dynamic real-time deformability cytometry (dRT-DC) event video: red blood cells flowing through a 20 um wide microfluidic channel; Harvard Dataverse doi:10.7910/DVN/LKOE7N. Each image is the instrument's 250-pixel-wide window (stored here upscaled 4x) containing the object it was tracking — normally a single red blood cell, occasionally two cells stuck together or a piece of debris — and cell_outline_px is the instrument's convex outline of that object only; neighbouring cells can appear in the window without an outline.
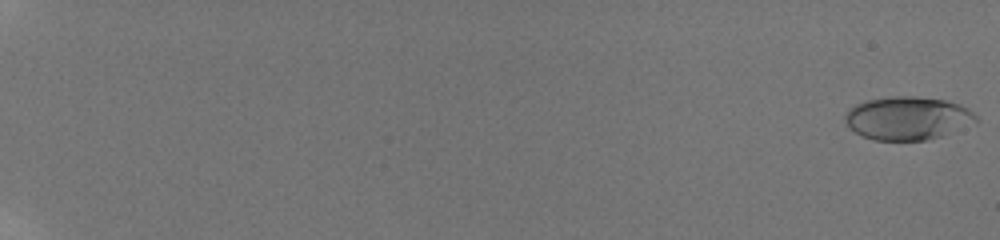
{"species": "human", "species_latin": "Homo sapiens", "temperature_condition": "room temperature", "stored_images_in_passage": 84, "camera_frame_rate_fps": 3000, "um_per_image_px": 0.085, "donor": {"sex": "male"}, "frame": {"image": 1, "passage_image": 1, "time_ms": 0.0, "image_size_px": [1000, 240], "cell_outline_px": [[980, 120], [976, 124], [940, 136], [924, 140], [872, 140], [856, 132], [844, 120], [844, 116], [848, 108], [856, 104], [868, 100], [892, 96], [916, 96], [944, 100], [968, 108]], "centroid_in_image_um": [77.17, 10.04], "position_along_channel_um": 7.8, "area_um2": 32.95}}
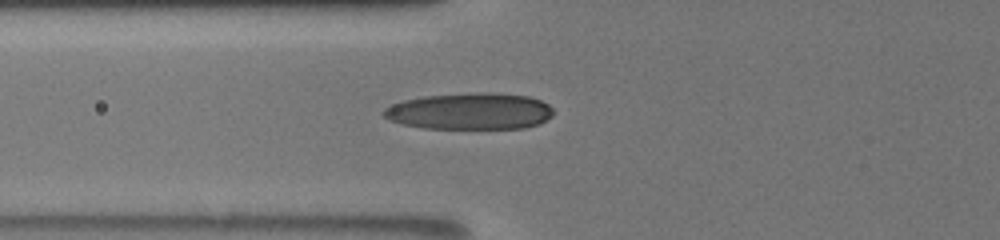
{"frame": {"image": 2, "passage_image": 52, "time_ms": 8.667, "image_size_px": [1000, 240], "cell_outline_px": [[552, 116], [536, 124], [524, 128], [420, 128], [400, 124], [384, 116], [380, 112], [384, 108], [392, 104], [404, 100], [424, 96], [468, 92], [488, 92], [528, 96], [540, 100], [548, 104], [552, 108]], "centroid_in_image_um": [39.9, 9.44], "position_along_channel_um": 85.9, "area_um2": 36.24}}
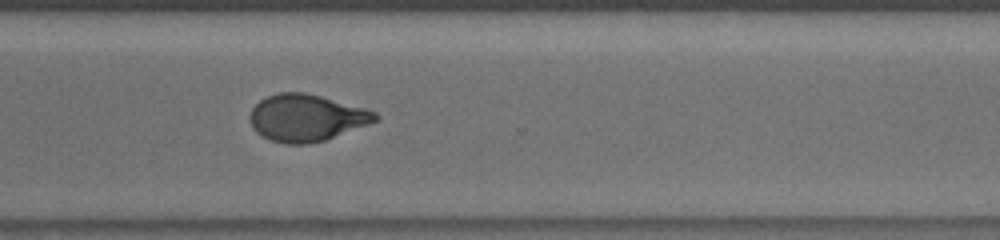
{"frame": {"image": 3, "passage_image": 74, "time_ms": 15.333, "image_size_px": [1000, 240], "cell_outline_px": [[380, 120], [324, 140], [308, 144], [284, 144], [268, 140], [256, 132], [252, 128], [248, 116], [252, 108], [260, 100], [268, 96], [280, 92], [304, 92], [368, 108], [376, 112], [380, 116]], "centroid_in_image_um": [26.04, 10.02], "position_along_channel_um": 344.6, "area_um2": 34.56}, "authors_computed_cell_mechanics": {"area_um2": 33.0038, "velocity_mm_per_s": 3.8916, "shape_relaxation_time_tau1_ms": 4.2988, "shape_relaxation_time_tau2_ms": 1.0016, "deformation_change_tau1": 0.1851, "deformation_change_tau2": 0.0595}}